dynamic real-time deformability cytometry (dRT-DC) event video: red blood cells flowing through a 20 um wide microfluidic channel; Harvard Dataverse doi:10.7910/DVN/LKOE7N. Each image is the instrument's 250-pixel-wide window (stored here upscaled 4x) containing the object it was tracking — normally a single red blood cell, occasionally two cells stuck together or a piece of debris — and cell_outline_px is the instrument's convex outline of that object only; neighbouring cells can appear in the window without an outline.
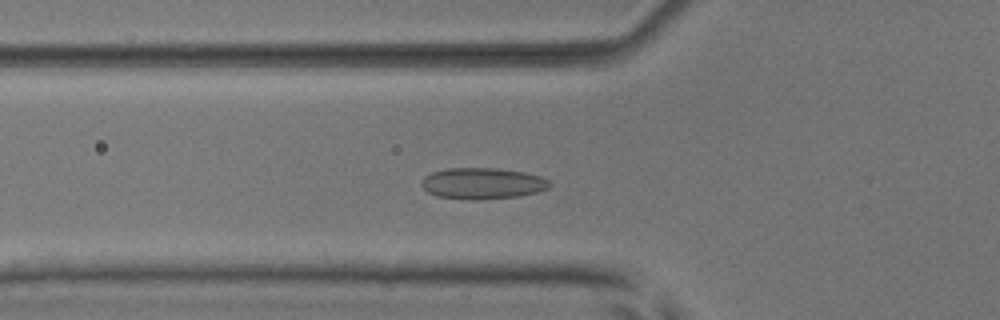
{"species": "common noctule bat (a hibernating species)", "species_latin": "Nyctalus noctula", "temperature_condition": "room temperature", "stored_images_in_passage": 47, "camera_frame_rate_fps": 3000, "um_per_image_px": 0.085, "animal": {"sex": "male", "body_mass_g": 17.9, "forearm_length_mm": 54.2}, "frame": {"image": 1, "passage_image": 13, "time_ms": 4.0, "image_size_px": [1000, 320], "cell_outline_px": [[552, 184], [548, 188], [536, 192], [516, 196], [476, 200], [468, 200], [440, 196], [428, 192], [420, 184], [420, 180], [424, 176], [432, 172], [448, 168], [496, 168], [524, 172], [540, 176], [548, 180]], "centroid_in_image_um": [40.99, 15.58], "position_along_channel_um": 84.8, "area_um2": 23.24}}
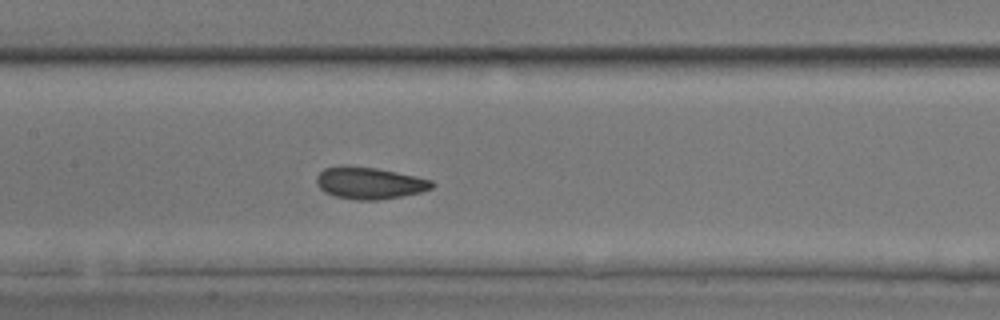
{"frame": {"image": 2, "passage_image": 20, "time_ms": 6.333, "image_size_px": [1000, 320], "cell_outline_px": [[436, 184], [432, 188], [420, 192], [404, 196], [376, 200], [356, 200], [332, 196], [324, 192], [316, 184], [316, 176], [324, 168], [340, 164], [344, 164], [376, 168], [416, 176], [432, 180]], "centroid_in_image_um": [31.37, 15.55], "position_along_channel_um": 176.0, "area_um2": 21.85}}
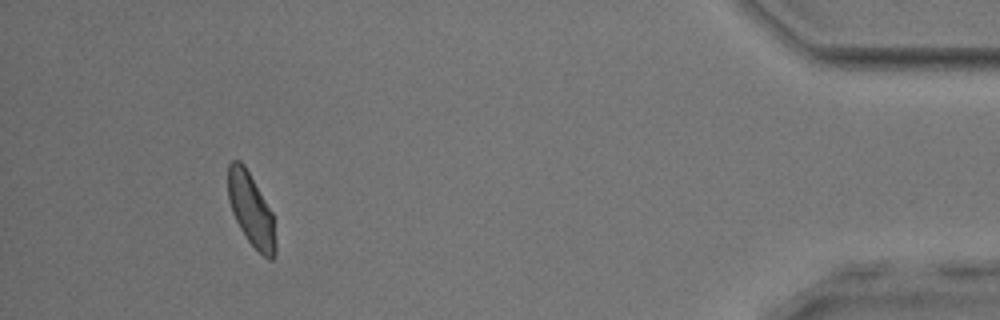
{"frame": {"image": 3, "passage_image": 43, "time_ms": 14.0, "image_size_px": [1000, 320], "cell_outline_px": [[276, 252], [272, 260], [268, 260], [248, 240], [240, 228], [232, 212], [228, 200], [228, 164], [232, 160], [240, 160], [244, 164], [272, 212], [276, 240]], "centroid_in_image_um": [21.34, 17.82], "position_along_channel_um": 413.9, "area_um2": 20.06}, "authors_computed_cell_mechanics": {"area_um2": 21.4438, "velocity_mm_per_s": 3.9063, "shape_relaxation_time_tau1_ms": 3.1507, "shape_relaxation_time_tau2_ms": 0.9212, "deformation_change_tau1": 0.0806, "deformation_change_tau2": 0.0564}}